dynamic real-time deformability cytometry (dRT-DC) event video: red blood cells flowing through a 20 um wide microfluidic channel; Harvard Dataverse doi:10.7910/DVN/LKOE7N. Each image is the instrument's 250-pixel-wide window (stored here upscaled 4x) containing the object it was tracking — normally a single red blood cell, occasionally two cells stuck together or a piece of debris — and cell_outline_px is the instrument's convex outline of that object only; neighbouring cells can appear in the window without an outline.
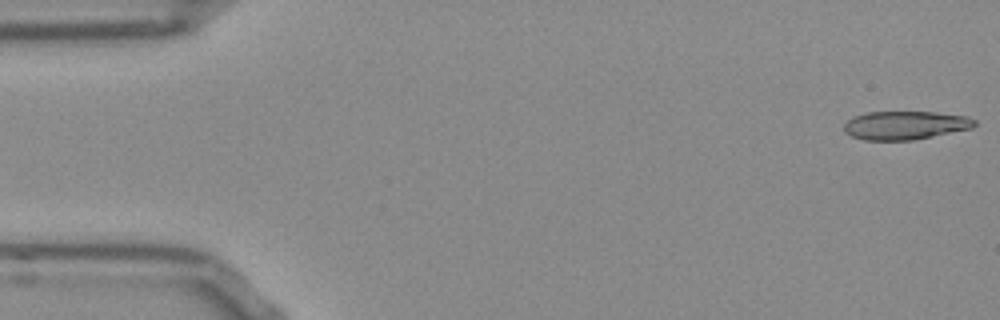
{"species": "Egyptian fruit bat (a non-hibernating species)", "species_latin": "Rousettus aegyptiacus", "temperature_condition": "room temperature", "stored_images_in_passage": 10, "camera_frame_rate_fps": 3000, "um_per_image_px": 0.085, "frame": {"image": 1, "passage_image": 1, "time_ms": 0.0, "image_size_px": [1000, 320], "cell_outline_px": [[976, 124], [972, 128], [912, 140], [864, 140], [852, 136], [844, 132], [844, 124], [852, 116], [868, 112], [936, 112], [968, 116], [976, 120]], "centroid_in_image_um": [76.93, 10.64], "position_along_channel_um": 8.1, "area_um2": 21.68}}